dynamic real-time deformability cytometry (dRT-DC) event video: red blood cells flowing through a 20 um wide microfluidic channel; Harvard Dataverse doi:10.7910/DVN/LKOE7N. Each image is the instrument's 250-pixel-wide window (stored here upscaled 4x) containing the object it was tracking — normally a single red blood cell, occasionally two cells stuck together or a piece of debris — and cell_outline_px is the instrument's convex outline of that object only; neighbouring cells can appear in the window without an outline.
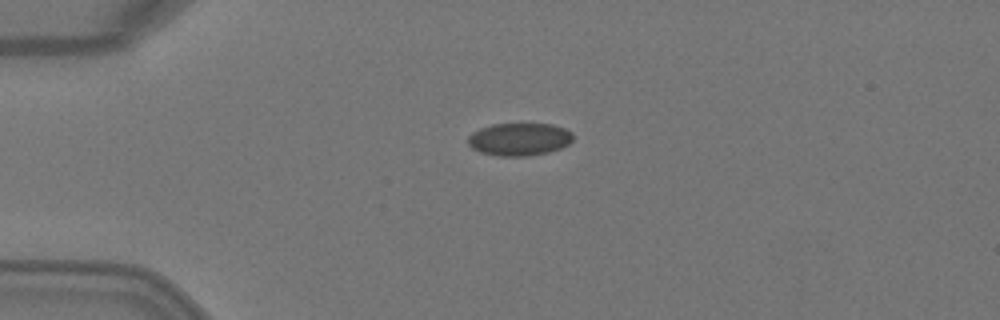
{"species": "Egyptian fruit bat (a non-hibernating species)", "species_latin": "Rousettus aegyptiacus", "temperature_condition": "warm", "stored_images_in_passage": 5, "camera_frame_rate_fps": 3000, "um_per_image_px": 0.085, "animal": {"sex": "female"}, "frame": {"image": 1, "passage_image": 5, "time_ms": 1.333, "image_size_px": [1000, 320], "cell_outline_px": [[572, 140], [568, 144], [560, 148], [548, 152], [528, 156], [496, 156], [480, 152], [472, 148], [468, 144], [468, 136], [472, 132], [480, 128], [492, 124], [552, 124], [564, 128], [572, 132]], "centroid_in_image_um": [44.12, 11.84], "position_along_channel_um": 40.9, "area_um2": 20.06}}